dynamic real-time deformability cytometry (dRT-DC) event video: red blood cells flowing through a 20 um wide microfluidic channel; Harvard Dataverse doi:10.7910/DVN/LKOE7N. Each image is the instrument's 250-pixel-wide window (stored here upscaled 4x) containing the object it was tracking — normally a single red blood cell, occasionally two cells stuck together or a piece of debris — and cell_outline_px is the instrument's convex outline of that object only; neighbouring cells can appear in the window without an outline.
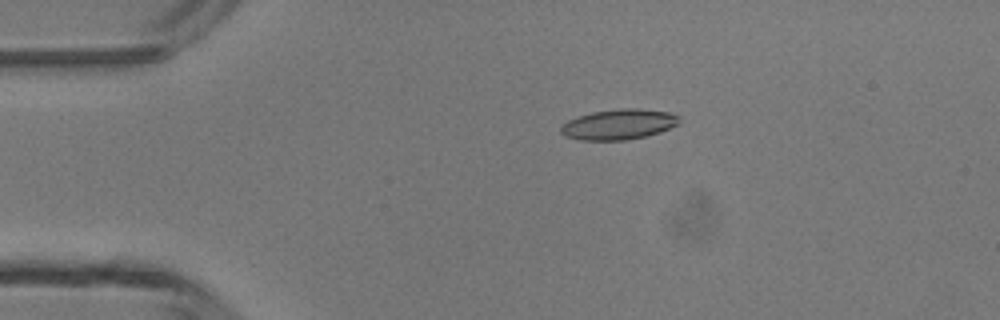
{"species": "common noctule bat (a hibernating species)", "species_latin": "Nyctalus noctula", "temperature_condition": "room temperature", "stored_images_in_passage": 48, "camera_frame_rate_fps": 3000, "um_per_image_px": 0.085, "animal": {"sex": "male", "body_mass_g": 13.3}, "frame": {"image": 1, "passage_image": 10, "time_ms": 3.0, "image_size_px": [1000, 320], "cell_outline_px": [[680, 124], [660, 132], [644, 136], [624, 140], [580, 140], [564, 136], [560, 132], [560, 128], [568, 120], [592, 112], [620, 108], [640, 108], [668, 112], [680, 116]], "centroid_in_image_um": [52.62, 10.57], "position_along_channel_um": 32.4, "area_um2": 20.98}}
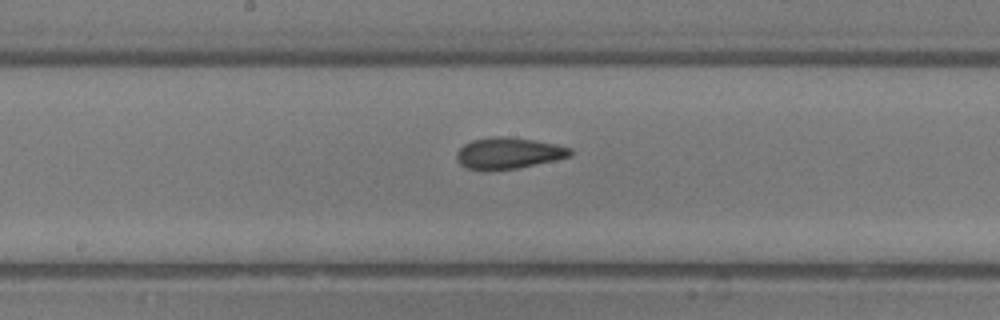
{"frame": {"image": 2, "passage_image": 25, "time_ms": 8.0, "image_size_px": [1000, 320], "cell_outline_px": [[572, 156], [556, 160], [516, 168], [484, 172], [468, 168], [460, 164], [456, 160], [456, 152], [464, 144], [472, 140], [492, 136], [508, 136], [536, 140], [556, 144], [572, 148]], "centroid_in_image_um": [43.2, 13.02], "position_along_channel_um": 205.0, "area_um2": 21.15}}
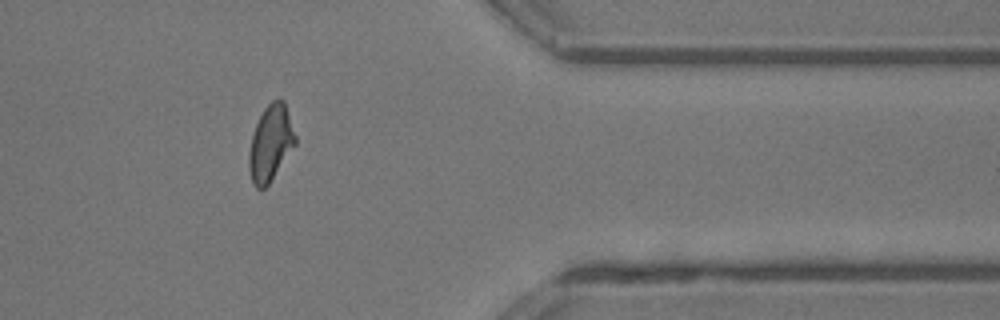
{"frame": {"image": 3, "passage_image": 39, "time_ms": 12.667, "image_size_px": [1000, 320], "cell_outline_px": [[296, 144], [268, 184], [264, 188], [256, 188], [252, 184], [248, 168], [248, 152], [252, 136], [256, 124], [264, 108], [272, 100], [284, 100], [296, 136]], "centroid_in_image_um": [22.98, 12.18], "position_along_channel_um": 388.4, "area_um2": 20.35}, "authors_computed_cell_mechanics": {"area_um2": 20.2878, "velocity_mm_per_s": 4.3658, "shape_relaxation_time_tau1_ms": 8.3435, "shape_relaxation_time_tau2_ms": 1.8375, "deformation_change_tau1": 0.2358, "deformation_change_tau2": 0.098}}